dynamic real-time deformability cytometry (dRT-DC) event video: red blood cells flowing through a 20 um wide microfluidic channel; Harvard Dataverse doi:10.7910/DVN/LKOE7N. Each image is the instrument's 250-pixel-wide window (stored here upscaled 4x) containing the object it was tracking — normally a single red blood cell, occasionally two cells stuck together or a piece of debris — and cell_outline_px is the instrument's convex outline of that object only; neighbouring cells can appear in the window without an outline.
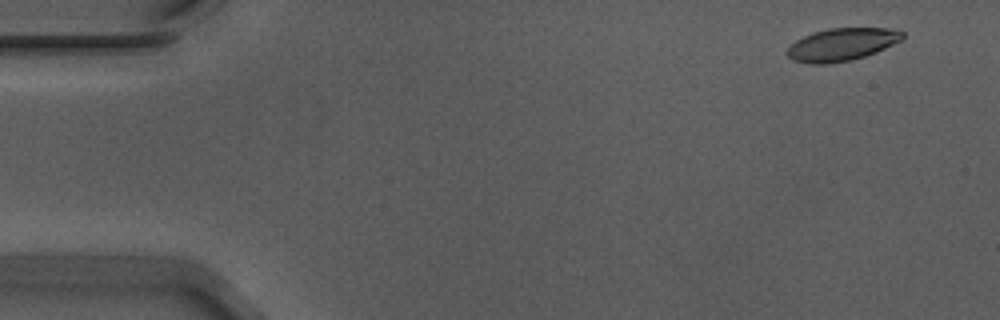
{"species": "Egyptian fruit bat (a non-hibernating species)", "species_latin": "Rousettus aegyptiacus", "temperature_condition": "warm", "stored_images_in_passage": 55, "camera_frame_rate_fps": 3000, "um_per_image_px": 0.085, "animal": {"sex": "male"}, "frame": {"image": 1, "passage_image": 3, "time_ms": 0.667, "image_size_px": [1000, 320], "cell_outline_px": [[904, 40], [876, 52], [852, 60], [828, 64], [808, 64], [792, 60], [788, 56], [788, 48], [796, 40], [812, 32], [828, 28], [900, 28], [904, 32]], "centroid_in_image_um": [71.61, 3.77], "position_along_channel_um": 13.4, "area_um2": 22.25}}
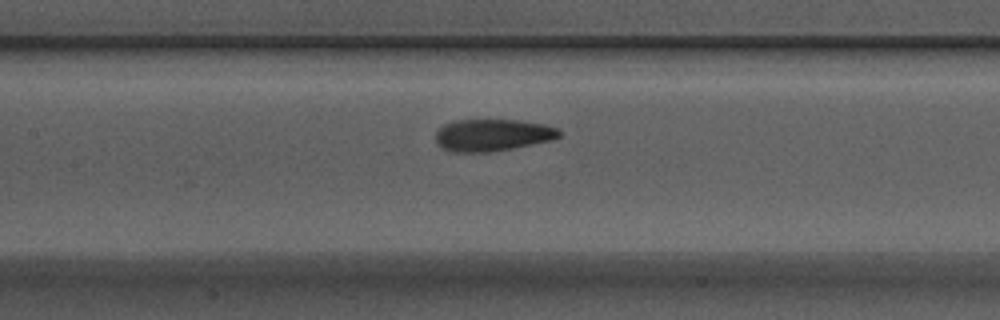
{"frame": {"image": 2, "passage_image": 25, "time_ms": 8.0, "image_size_px": [1000, 320], "cell_outline_px": [[564, 132], [560, 136], [552, 140], [512, 148], [488, 152], [448, 152], [440, 148], [436, 144], [436, 132], [444, 124], [456, 120], [520, 120], [544, 124], [560, 128]], "centroid_in_image_um": [41.87, 11.48], "position_along_channel_um": 165.5, "area_um2": 23.35}}
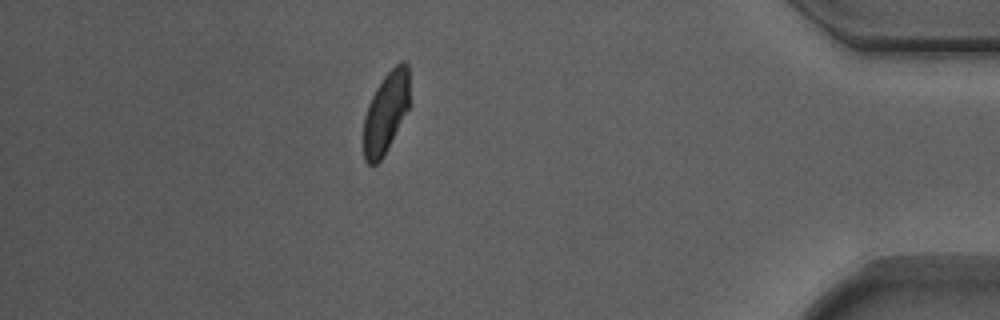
{"frame": {"image": 3, "passage_image": 48, "time_ms": 15.667, "image_size_px": [1000, 320], "cell_outline_px": [[412, 104], [380, 160], [376, 164], [368, 164], [364, 160], [364, 116], [368, 104], [376, 88], [384, 76], [400, 60], [404, 60], [408, 64]], "centroid_in_image_um": [32.85, 9.48], "position_along_channel_um": 402.3, "area_um2": 22.08}, "authors_computed_cell_mechanics": {"area_um2": 23.2356, "velocity_mm_per_s": 3.7018, "shape_relaxation_time_tau1_ms": 3.323, "shape_relaxation_time_tau2_ms": 1.5384, "deformation_change_tau1": 0.136, "deformation_change_tau2": 0.076}}